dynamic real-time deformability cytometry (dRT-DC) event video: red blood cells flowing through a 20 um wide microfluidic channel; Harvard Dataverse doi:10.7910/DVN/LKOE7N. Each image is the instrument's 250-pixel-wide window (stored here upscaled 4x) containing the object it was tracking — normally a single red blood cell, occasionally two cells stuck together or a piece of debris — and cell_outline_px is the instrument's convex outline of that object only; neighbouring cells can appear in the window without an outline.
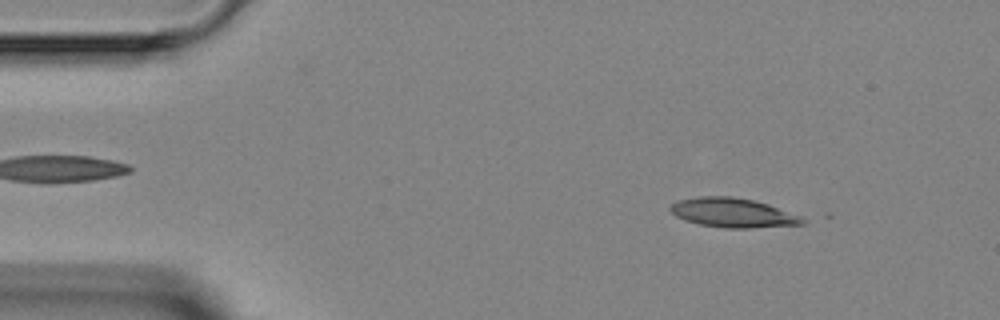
{"species": "Egyptian fruit bat (a non-hibernating species)", "species_latin": "Rousettus aegyptiacus", "temperature_condition": "room temperature", "stored_images_in_passage": 4, "camera_frame_rate_fps": 3000, "um_per_image_px": 0.085, "animal": {"sex": "female"}, "frame": {"image": 1, "passage_image": 2, "time_ms": 1.333, "image_size_px": [1000, 320], "cell_outline_px": [[808, 224], [752, 228], [724, 228], [700, 224], [684, 220], [676, 216], [668, 208], [676, 200], [696, 196], [732, 196], [752, 200], [768, 204], [800, 216], [808, 220]], "centroid_in_image_um": [62.3, 18.09], "position_along_channel_um": 22.7, "area_um2": 22.77}}
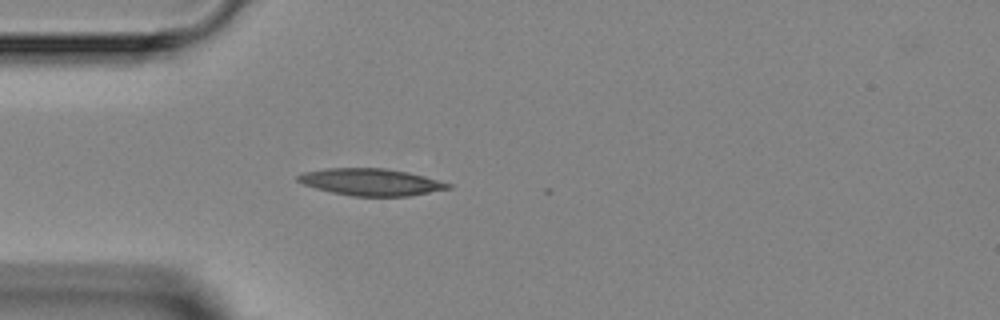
{"frame": {"image": 2, "passage_image": 4, "time_ms": 3.667, "image_size_px": [1000, 320], "cell_outline_px": [[452, 188], [408, 196], [352, 196], [332, 192], [316, 188], [304, 184], [296, 180], [296, 176], [304, 172], [328, 168], [384, 168], [408, 172], [424, 176], [452, 184]], "centroid_in_image_um": [31.54, 15.47], "position_along_channel_um": 53.5, "area_um2": 23.47}}